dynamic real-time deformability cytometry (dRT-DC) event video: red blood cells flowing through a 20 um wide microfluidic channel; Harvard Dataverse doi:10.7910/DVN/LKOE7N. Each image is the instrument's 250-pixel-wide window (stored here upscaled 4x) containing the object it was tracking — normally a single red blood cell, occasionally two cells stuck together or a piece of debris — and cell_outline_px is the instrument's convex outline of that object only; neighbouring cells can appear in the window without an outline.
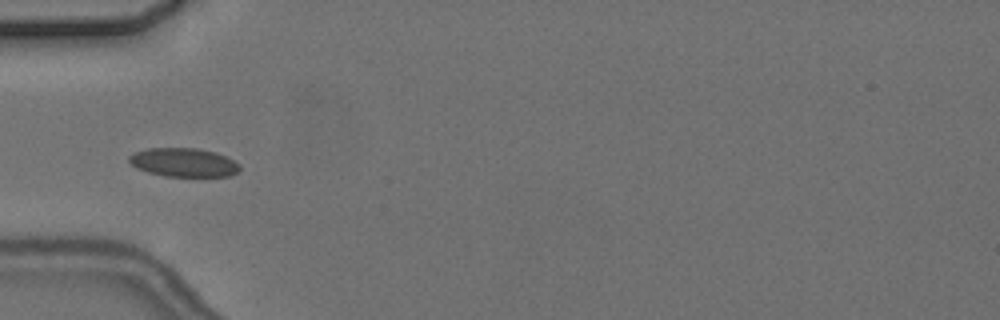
{"species": "common noctule bat (a hibernating species)", "species_latin": "Nyctalus noctula", "temperature_condition": "cold", "stored_images_in_passage": 9, "camera_frame_rate_fps": 3000, "um_per_image_px": 0.085, "animal": {"sex": "female", "body_mass_g": 24.6, "forearm_length_mm": 56.2}, "frame": {"image": 1, "passage_image": 6, "time_ms": 6.0, "image_size_px": [1000, 320], "cell_outline_px": [[240, 168], [236, 172], [228, 176], [164, 176], [148, 172], [136, 168], [128, 160], [128, 156], [132, 152], [148, 148], [196, 148], [216, 152], [240, 164]], "centroid_in_image_um": [15.56, 13.8], "position_along_channel_um": 69.4, "area_um2": 18.5}}
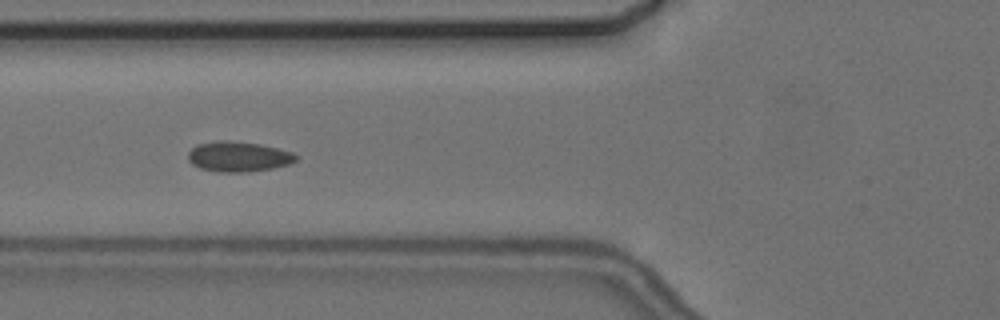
{"frame": {"image": 2, "passage_image": 7, "time_ms": 7.0, "image_size_px": [1000, 320], "cell_outline_px": [[300, 156], [296, 160], [288, 164], [272, 168], [248, 172], [220, 172], [200, 168], [192, 164], [188, 160], [188, 152], [196, 144], [216, 140], [228, 140], [260, 144], [292, 152]], "centroid_in_image_um": [20.24, 13.3], "position_along_channel_um": 105.6, "area_um2": 19.07}}
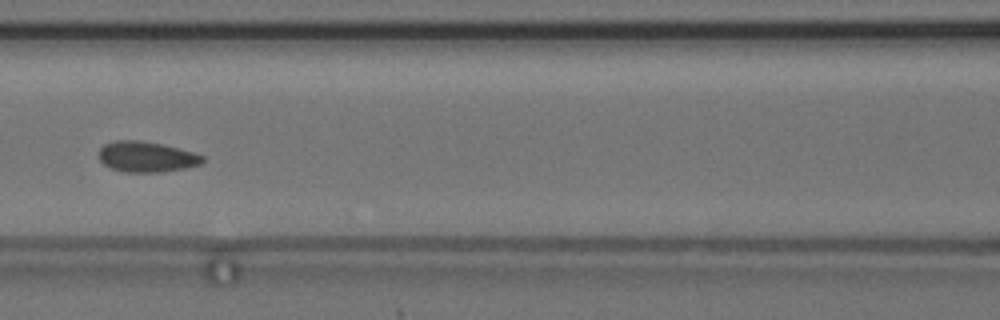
{"frame": {"image": 3, "passage_image": 8, "time_ms": 8.333, "image_size_px": [1000, 320], "cell_outline_px": [[204, 160], [200, 164], [184, 168], [160, 172], [124, 172], [112, 168], [104, 164], [100, 160], [100, 148], [104, 144], [116, 140], [140, 140], [160, 144], [192, 152], [204, 156]], "centroid_in_image_um": [12.43, 13.33], "position_along_channel_um": 154.2, "area_um2": 18.21}}